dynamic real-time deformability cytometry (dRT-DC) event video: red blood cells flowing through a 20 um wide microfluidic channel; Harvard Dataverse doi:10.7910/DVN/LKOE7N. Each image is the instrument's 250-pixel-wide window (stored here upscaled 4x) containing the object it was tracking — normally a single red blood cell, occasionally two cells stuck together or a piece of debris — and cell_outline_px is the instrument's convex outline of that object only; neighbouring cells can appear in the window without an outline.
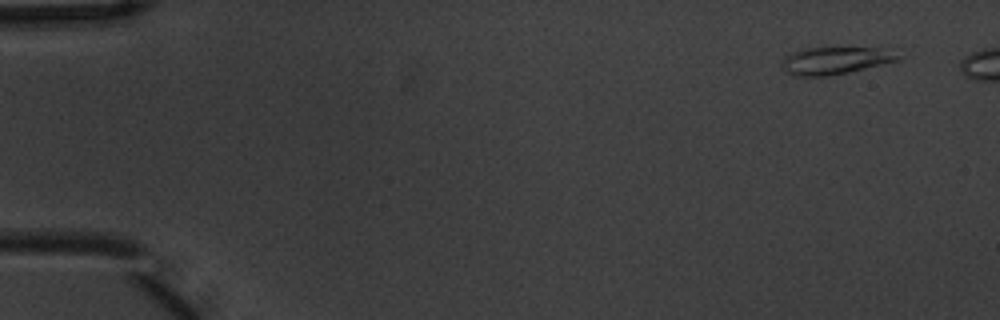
{"species": "common noctule bat (a hibernating species)", "species_latin": "Nyctalus noctula", "temperature_condition": "warm", "stored_images_in_passage": 7, "camera_frame_rate_fps": 3000, "um_per_image_px": 0.085, "animal": {"sex": "male", "body_mass_g": 20.1, "forearm_length_mm": 53.5}, "frame": {"image": 1, "passage_image": 1, "time_ms": 0.0, "image_size_px": [1000, 320], "cell_outline_px": [[900, 60], [848, 72], [828, 76], [792, 76], [784, 72], [784, 56], [800, 48], [876, 48], [900, 56]], "centroid_in_image_um": [70.9, 5.16], "position_along_channel_um": 14.1, "area_um2": 18.15}}
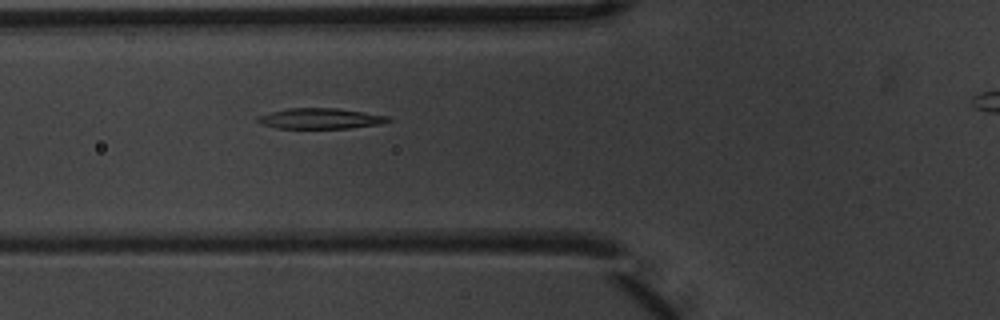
{"frame": {"image": 2, "passage_image": 6, "time_ms": 1.667, "image_size_px": [1000, 320], "cell_outline_px": [[392, 120], [380, 124], [348, 128], [276, 128], [264, 124], [256, 120], [256, 116], [288, 108], [336, 108], [388, 116]], "centroid_in_image_um": [27.22, 10.07], "position_along_channel_um": 98.6, "area_um2": 15.43}}